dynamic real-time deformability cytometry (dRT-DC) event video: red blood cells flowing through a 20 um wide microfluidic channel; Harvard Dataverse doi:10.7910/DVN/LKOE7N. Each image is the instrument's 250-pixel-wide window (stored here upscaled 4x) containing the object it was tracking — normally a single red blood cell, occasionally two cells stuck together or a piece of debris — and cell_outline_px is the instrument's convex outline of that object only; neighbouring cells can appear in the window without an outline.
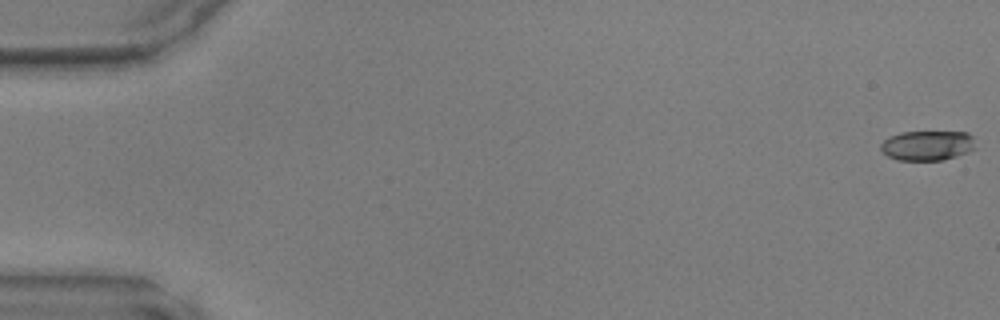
{"species": "common noctule bat (a hibernating species)", "species_latin": "Nyctalus noctula", "temperature_condition": "warm", "stored_images_in_passage": 48, "camera_frame_rate_fps": 3000, "um_per_image_px": 0.085, "animal": {"sex": "male", "body_mass_g": 17.9, "forearm_length_mm": 54.2}, "frame": {"image": 1, "passage_image": 1, "time_ms": 0.0, "image_size_px": [1000, 320], "cell_outline_px": [[976, 148], [968, 152], [944, 160], [896, 160], [888, 156], [880, 148], [880, 144], [884, 140], [900, 132], [968, 132], [972, 136]], "centroid_in_image_um": [78.84, 12.37], "position_along_channel_um": 6.2, "area_um2": 16.47}}
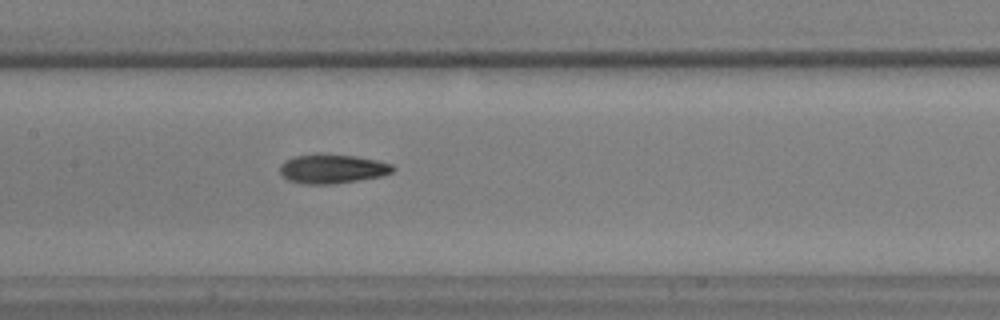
{"frame": {"image": 2, "passage_image": 24, "time_ms": 7.667, "image_size_px": [1000, 320], "cell_outline_px": [[396, 168], [392, 172], [380, 176], [332, 184], [304, 184], [288, 180], [280, 172], [280, 164], [284, 160], [296, 156], [316, 152], [324, 152], [356, 156], [376, 160], [392, 164]], "centroid_in_image_um": [28.21, 14.31], "position_along_channel_um": 179.2, "area_um2": 19.48}}
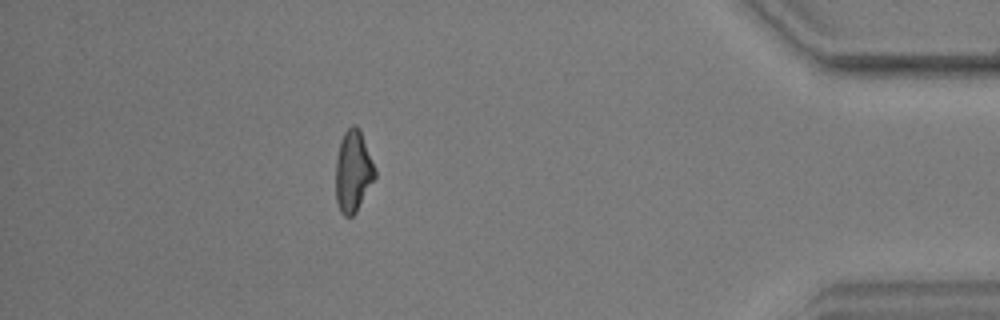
{"frame": {"image": 3, "passage_image": 43, "time_ms": 14.0, "image_size_px": [1000, 320], "cell_outline_px": [[376, 176], [356, 212], [352, 216], [344, 216], [340, 212], [336, 200], [336, 156], [340, 140], [344, 132], [352, 124], [356, 124], [360, 128], [376, 168]], "centroid_in_image_um": [30.02, 14.52], "position_along_channel_um": 405.2, "area_um2": 18.9}}